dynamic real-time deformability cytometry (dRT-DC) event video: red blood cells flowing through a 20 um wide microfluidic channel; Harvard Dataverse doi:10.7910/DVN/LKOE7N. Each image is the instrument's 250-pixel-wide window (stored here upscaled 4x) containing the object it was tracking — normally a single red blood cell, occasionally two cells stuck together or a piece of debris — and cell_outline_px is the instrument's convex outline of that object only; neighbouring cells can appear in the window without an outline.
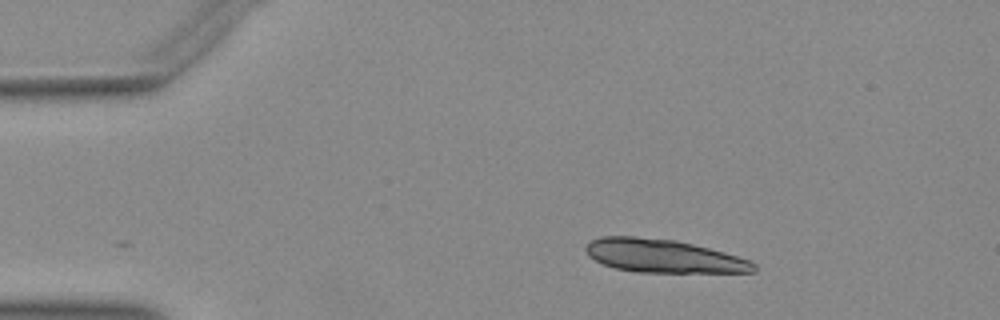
{"species": "Egyptian fruit bat (a non-hibernating species)", "species_latin": "Rousettus aegyptiacus", "temperature_condition": "warm", "stored_images_in_passage": 12, "camera_frame_rate_fps": 3000, "um_per_image_px": 0.085, "animal": {"sex": "female"}, "frame": {"image": 1, "passage_image": 1, "time_ms": 0.0, "image_size_px": [1000, 320], "cell_outline_px": [[756, 272], [640, 272], [616, 268], [604, 264], [588, 256], [584, 248], [592, 240], [600, 236], [636, 236], [676, 240], [724, 252], [752, 260], [756, 264]], "centroid_in_image_um": [56.4, 21.75], "position_along_channel_um": 28.6, "area_um2": 32.48}}